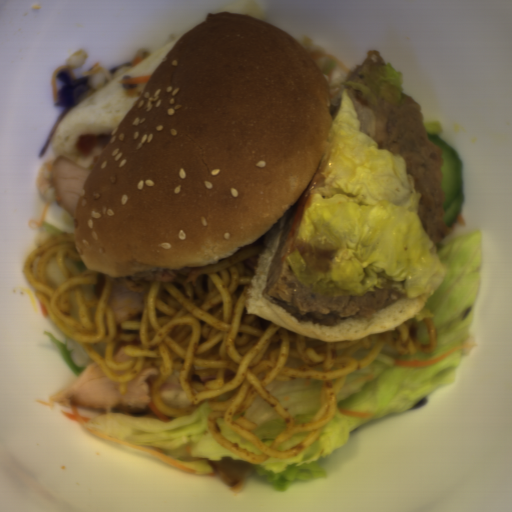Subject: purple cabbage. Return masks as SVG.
Masks as SVG:
<instances>
[{
	"mask_svg": "<svg viewBox=\"0 0 512 512\" xmlns=\"http://www.w3.org/2000/svg\"><path fill=\"white\" fill-rule=\"evenodd\" d=\"M56 77L62 86L56 93L55 104L56 107L63 108V111L48 132L39 156L43 155L52 145L51 140L64 118L76 105L91 97V80L87 76L80 75L75 78L71 75L69 69L64 67L57 72Z\"/></svg>",
	"mask_w": 512,
	"mask_h": 512,
	"instance_id": "1",
	"label": "purple cabbage"
}]
</instances>
